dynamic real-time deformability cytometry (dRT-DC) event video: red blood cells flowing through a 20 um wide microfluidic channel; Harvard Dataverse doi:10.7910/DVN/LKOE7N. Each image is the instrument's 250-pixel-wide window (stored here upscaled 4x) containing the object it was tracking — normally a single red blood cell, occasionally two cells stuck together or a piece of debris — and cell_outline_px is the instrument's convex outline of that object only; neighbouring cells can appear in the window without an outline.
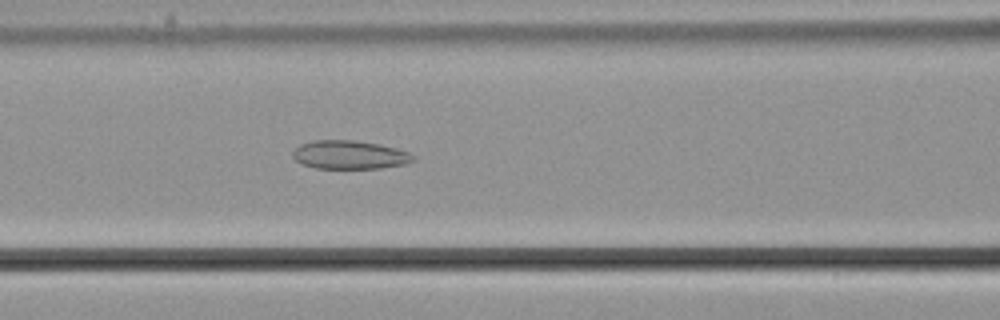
{"species": "common noctule bat (a hibernating species)", "species_latin": "Nyctalus noctula", "temperature_condition": "cold", "stored_images_in_passage": 56, "camera_frame_rate_fps": 3000, "um_per_image_px": 0.085, "animal": {"sex": "male", "body_mass_g": 21.5, "forearm_length_mm": 52.0}, "frame": {"image": 1, "passage_image": 24, "time_ms": 7.667, "image_size_px": [1000, 320], "cell_outline_px": [[416, 160], [404, 164], [380, 168], [316, 168], [300, 164], [292, 156], [292, 152], [300, 144], [312, 140], [352, 140], [380, 144], [396, 148], [408, 152], [416, 156]], "centroid_in_image_um": [29.71, 13.15], "position_along_channel_um": 136.9, "area_um2": 20.11}}
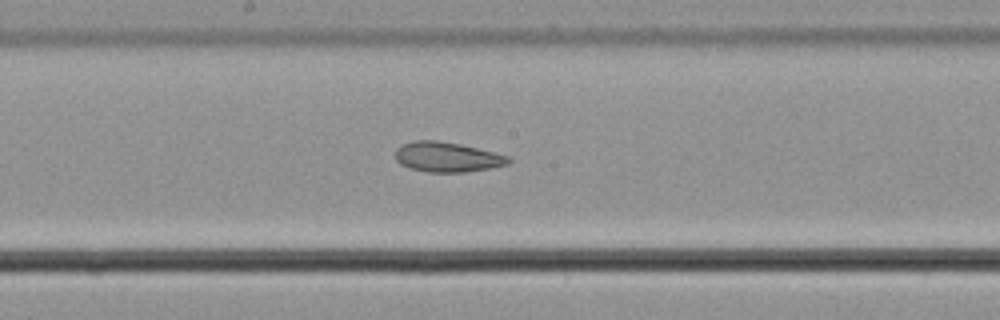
{"frame": {"image": 2, "passage_image": 30, "time_ms": 9.667, "image_size_px": [1000, 320], "cell_outline_px": [[512, 160], [508, 164], [492, 168], [464, 172], [428, 172], [408, 168], [400, 164], [396, 160], [396, 148], [400, 144], [416, 140], [436, 140], [460, 144], [508, 156]], "centroid_in_image_um": [37.97, 13.35], "position_along_channel_um": 210.2, "area_um2": 19.77}}
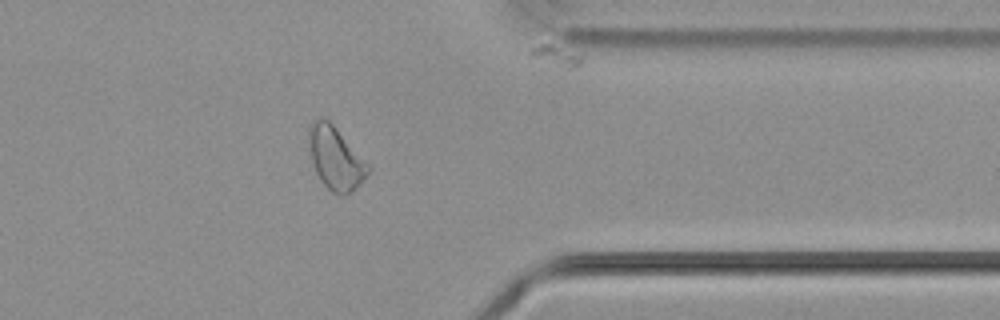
{"frame": {"image": 3, "passage_image": 45, "time_ms": 14.667, "image_size_px": [1000, 320], "cell_outline_px": [[372, 168], [344, 196], [332, 192], [320, 180], [316, 172], [312, 160], [308, 136], [308, 124], [312, 120], [320, 116], [328, 120], [336, 128]], "centroid_in_image_um": [28.47, 13.38], "position_along_channel_um": 382.9, "area_um2": 21.1}, "authors_computed_cell_mechanics": {"area_um2": 23.8136, "velocity_mm_per_s": 3.6633, "shape_relaxation_time_tau1_ms": null, "shape_relaxation_time_tau2_ms": 4.4086, "deformation_change_tau1": null, "deformation_change_tau2": 0.1154}}